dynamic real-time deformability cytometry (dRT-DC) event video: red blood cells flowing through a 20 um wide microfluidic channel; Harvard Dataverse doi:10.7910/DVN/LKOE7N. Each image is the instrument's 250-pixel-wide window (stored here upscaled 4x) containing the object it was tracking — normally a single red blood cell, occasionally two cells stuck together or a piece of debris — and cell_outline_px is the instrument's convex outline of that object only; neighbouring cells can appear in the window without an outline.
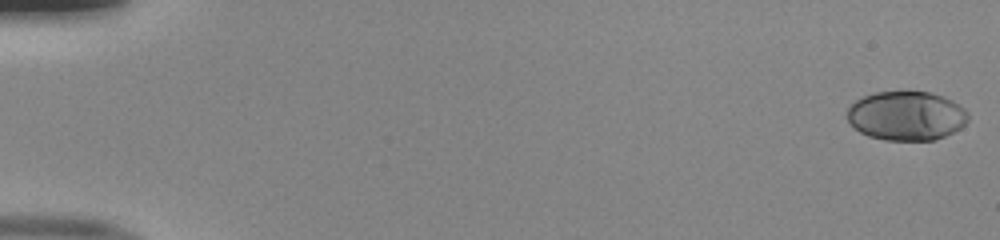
{"species": "human", "species_latin": "Homo sapiens", "temperature_condition": "room temperature", "stored_images_in_passage": 52, "camera_frame_rate_fps": 3000, "um_per_image_px": 0.085, "donor": {"sex": "male"}, "frame": {"image": 1, "passage_image": 1, "time_ms": 0.0, "image_size_px": [1000, 240], "cell_outline_px": [[968, 120], [960, 128], [944, 136], [932, 140], [884, 140], [868, 136], [860, 132], [848, 120], [848, 108], [856, 100], [864, 96], [876, 92], [928, 92], [944, 96], [952, 100], [964, 108], [968, 112]], "centroid_in_image_um": [77.05, 9.84], "position_along_channel_um": 7.9, "area_um2": 34.45}}
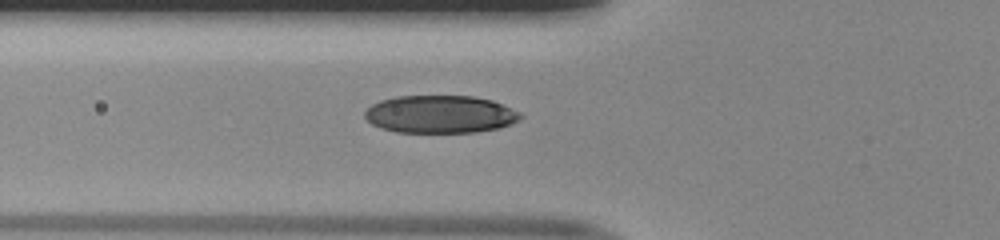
{"frame": {"image": 2, "passage_image": 20, "time_ms": 6.333, "image_size_px": [1000, 240], "cell_outline_px": [[524, 116], [520, 120], [512, 124], [496, 128], [476, 132], [396, 132], [380, 128], [372, 124], [364, 116], [364, 112], [372, 104], [380, 100], [396, 96], [472, 96], [492, 100], [520, 112]], "centroid_in_image_um": [37.41, 9.71], "position_along_channel_um": 88.4, "area_um2": 34.28}}
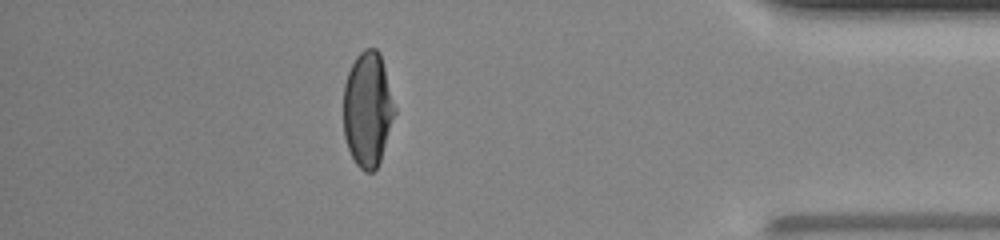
{"frame": {"image": 3, "passage_image": 46, "time_ms": 15.0, "image_size_px": [1000, 240], "cell_outline_px": [[396, 112], [380, 160], [376, 168], [372, 172], [364, 172], [356, 164], [348, 148], [344, 136], [344, 84], [348, 72], [356, 56], [364, 48], [376, 48], [380, 52], [396, 108]], "centroid_in_image_um": [31.26, 9.28], "position_along_channel_um": 403.9, "area_um2": 34.33}, "authors_computed_cell_mechanics": {"area_um2": 34.5933, "velocity_mm_per_s": 4.0452, "shape_relaxation_time_tau1_ms": 4.1, "shape_relaxation_time_tau2_ms": null, "deformation_change_tau1": 0.2073, "deformation_change_tau2": null}}